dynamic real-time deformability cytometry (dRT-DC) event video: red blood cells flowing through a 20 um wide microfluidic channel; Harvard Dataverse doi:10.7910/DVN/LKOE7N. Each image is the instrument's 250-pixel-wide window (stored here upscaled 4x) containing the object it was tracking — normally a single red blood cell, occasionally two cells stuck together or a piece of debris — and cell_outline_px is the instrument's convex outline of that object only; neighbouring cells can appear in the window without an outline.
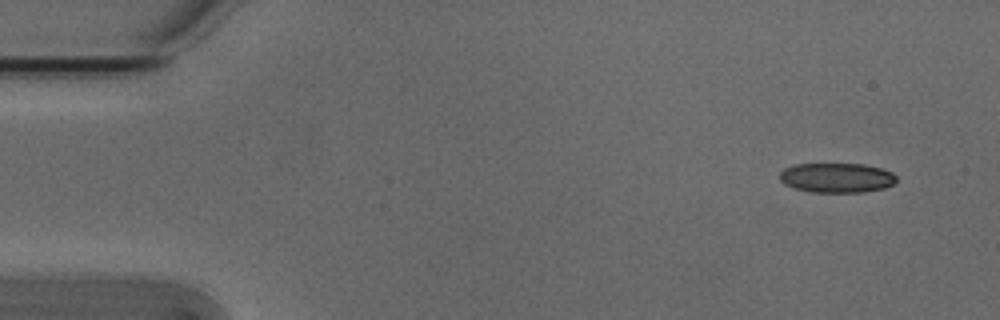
{"species": "Egyptian fruit bat (a non-hibernating species)", "species_latin": "Rousettus aegyptiacus", "temperature_condition": "cold", "stored_images_in_passage": 4, "camera_frame_rate_fps": 3000, "um_per_image_px": 0.085, "animal": {"sex": "male"}, "frame": {"image": 1, "passage_image": 1, "time_ms": 0.0, "image_size_px": [1000, 320], "cell_outline_px": [[896, 180], [892, 184], [884, 188], [864, 192], [812, 192], [792, 188], [784, 184], [780, 180], [780, 172], [784, 168], [796, 164], [864, 164], [880, 168], [892, 172], [896, 176]], "centroid_in_image_um": [71.1, 15.11], "position_along_channel_um": 13.9, "area_um2": 20.23}}
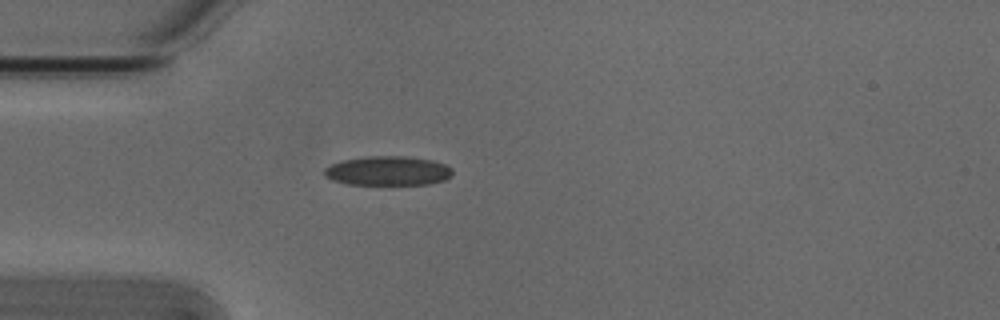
{"frame": {"image": 2, "passage_image": 4, "time_ms": 1.0, "image_size_px": [1000, 320], "cell_outline_px": [[452, 176], [444, 180], [428, 184], [348, 184], [332, 180], [324, 176], [324, 168], [340, 160], [368, 156], [404, 156], [432, 160], [444, 164], [452, 168]], "centroid_in_image_um": [32.95, 14.51], "position_along_channel_um": 52.0, "area_um2": 21.91}}